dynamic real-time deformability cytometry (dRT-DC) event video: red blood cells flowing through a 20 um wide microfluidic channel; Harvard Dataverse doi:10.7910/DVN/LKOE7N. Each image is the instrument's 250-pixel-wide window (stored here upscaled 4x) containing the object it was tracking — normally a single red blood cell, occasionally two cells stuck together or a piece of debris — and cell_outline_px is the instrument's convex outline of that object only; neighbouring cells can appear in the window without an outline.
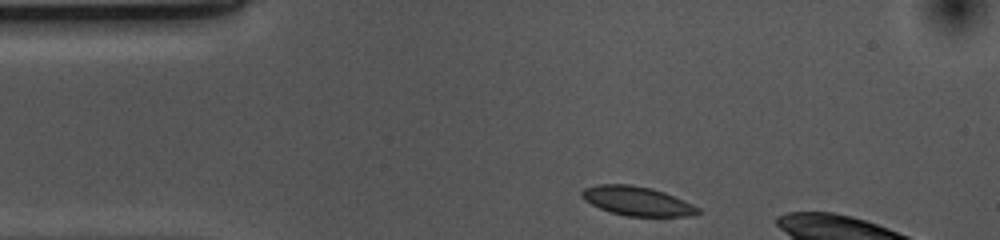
{"species": "common noctule bat (a hibernating species)", "species_latin": "Nyctalus noctula", "temperature_condition": "cold", "stored_images_in_passage": 39, "camera_frame_rate_fps": 3000, "um_per_image_px": 0.085, "animal": {"sex": "female", "body_mass_g": 10.0, "forearm_length_mm": 53.1}, "frame": {"image": 1, "passage_image": 1, "time_ms": 0.0, "image_size_px": [1000, 240], "cell_outline_px": [[700, 212], [696, 216], [624, 216], [600, 208], [584, 200], [580, 196], [580, 192], [584, 188], [596, 184], [632, 184], [652, 188], [664, 192], [684, 200], [700, 208]], "centroid_in_image_um": [54.15, 17.08], "position_along_channel_um": 30.8, "area_um2": 19.88}}